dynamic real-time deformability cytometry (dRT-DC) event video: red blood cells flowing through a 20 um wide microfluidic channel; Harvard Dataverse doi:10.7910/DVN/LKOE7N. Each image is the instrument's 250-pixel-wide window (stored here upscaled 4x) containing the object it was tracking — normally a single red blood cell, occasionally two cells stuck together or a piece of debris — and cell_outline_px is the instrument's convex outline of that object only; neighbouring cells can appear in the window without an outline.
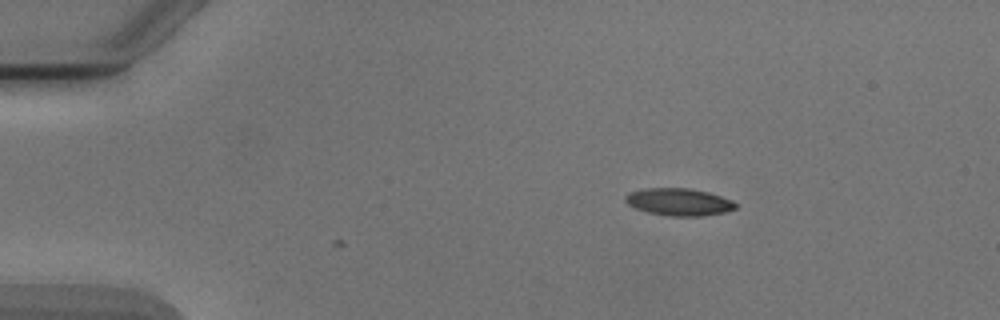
{"species": "Egyptian fruit bat (a non-hibernating species)", "species_latin": "Rousettus aegyptiacus", "temperature_condition": "cold", "stored_images_in_passage": 4, "segment_of_instrument_passage": [1, 2], "camera_frame_rate_fps": 3000, "um_per_image_px": 0.085, "animal": {"sex": "male"}, "frame": {"image": 1, "passage_image": 1, "time_ms": 0.0, "image_size_px": [1000, 320], "cell_outline_px": [[736, 208], [724, 212], [700, 216], [668, 216], [648, 212], [636, 208], [628, 204], [624, 200], [624, 196], [628, 192], [644, 188], [688, 188], [708, 192], [732, 200], [736, 204]], "centroid_in_image_um": [57.67, 17.16], "position_along_channel_um": 27.3, "area_um2": 17.51}}